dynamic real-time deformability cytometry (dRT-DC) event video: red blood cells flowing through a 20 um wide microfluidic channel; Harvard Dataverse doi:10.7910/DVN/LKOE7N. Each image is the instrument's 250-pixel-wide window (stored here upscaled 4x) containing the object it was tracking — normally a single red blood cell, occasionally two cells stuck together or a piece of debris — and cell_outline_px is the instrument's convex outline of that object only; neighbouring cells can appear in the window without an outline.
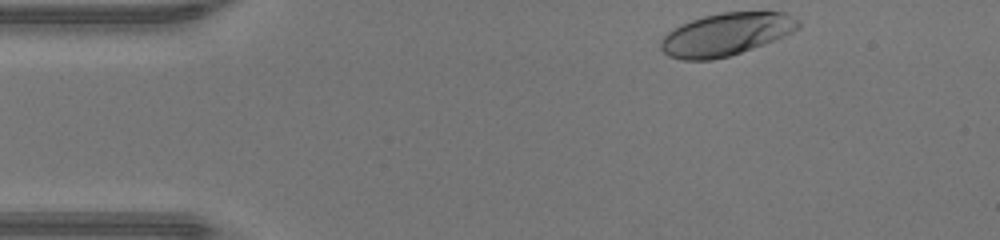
{"species": "human", "species_latin": "Homo sapiens", "temperature_condition": "warm", "stored_images_in_passage": 34, "camera_frame_rate_fps": 3000, "um_per_image_px": 0.085, "donor": {"sex": "male"}, "frame": {"image": 1, "passage_image": 1, "time_ms": 0.0, "image_size_px": [1000, 240], "cell_outline_px": [[800, 28], [784, 36], [764, 44], [728, 56], [712, 60], [684, 60], [668, 56], [660, 48], [660, 40], [672, 28], [680, 24], [704, 16], [720, 12], [784, 12], [800, 20]], "centroid_in_image_um": [61.7, 2.91], "position_along_channel_um": 23.3, "area_um2": 34.1}}
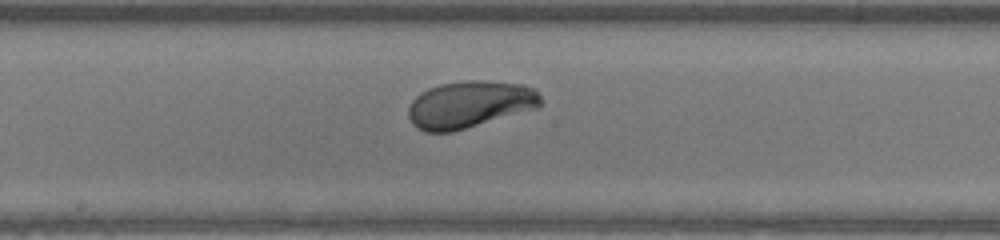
{"frame": {"image": 2, "passage_image": 19, "time_ms": 6.0, "image_size_px": [1000, 240], "cell_outline_px": [[540, 108], [452, 132], [424, 132], [412, 124], [408, 116], [408, 108], [412, 100], [420, 92], [428, 88], [440, 84], [464, 80], [484, 80], [520, 84], [536, 88], [540, 96]], "centroid_in_image_um": [39.92, 8.88], "position_along_channel_um": 208.3, "area_um2": 36.65}}
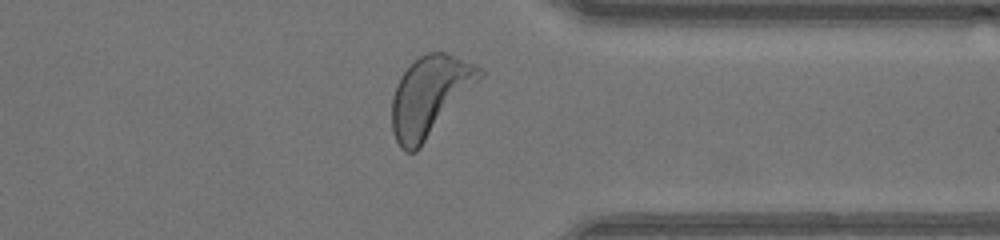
{"frame": {"image": 3, "passage_image": 31, "time_ms": 10.0, "image_size_px": [1000, 240], "cell_outline_px": [[484, 76], [420, 148], [416, 152], [404, 152], [400, 148], [392, 132], [392, 100], [396, 88], [404, 72], [420, 56], [428, 52], [444, 52], [476, 64], [484, 72]], "centroid_in_image_um": [36.55, 8.19], "position_along_channel_um": 374.9, "area_um2": 40.52}, "authors_computed_cell_mechanics": {"area_um2": 36.2117, "velocity_mm_per_s": 4.3192, "shape_relaxation_time_tau1_ms": 1.7496, "shape_relaxation_time_tau2_ms": null, "deformation_change_tau1": 0.1487, "deformation_change_tau2": null}}